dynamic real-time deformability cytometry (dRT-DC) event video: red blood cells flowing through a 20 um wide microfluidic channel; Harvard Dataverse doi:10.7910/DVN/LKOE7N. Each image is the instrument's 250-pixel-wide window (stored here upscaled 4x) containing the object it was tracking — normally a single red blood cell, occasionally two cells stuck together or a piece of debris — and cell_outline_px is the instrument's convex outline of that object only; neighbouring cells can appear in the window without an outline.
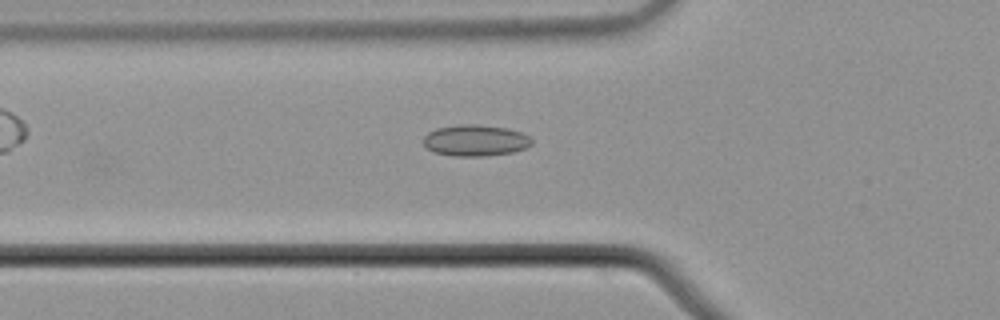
{"species": "common noctule bat (a hibernating species)", "species_latin": "Nyctalus noctula", "temperature_condition": "cold", "stored_images_in_passage": 6, "camera_frame_rate_fps": 3000, "um_per_image_px": 0.085, "animal": {"sex": "male", "body_mass_g": 21.5, "forearm_length_mm": 52.0}, "frame": {"image": 1, "passage_image": 4, "time_ms": 1.0, "image_size_px": [1000, 320], "cell_outline_px": [[532, 144], [524, 148], [512, 152], [488, 156], [452, 156], [432, 152], [424, 144], [424, 136], [428, 132], [436, 128], [456, 124], [480, 124], [508, 128], [520, 132], [528, 136], [532, 140]], "centroid_in_image_um": [40.38, 11.93], "position_along_channel_um": 85.4, "area_um2": 19.94}}